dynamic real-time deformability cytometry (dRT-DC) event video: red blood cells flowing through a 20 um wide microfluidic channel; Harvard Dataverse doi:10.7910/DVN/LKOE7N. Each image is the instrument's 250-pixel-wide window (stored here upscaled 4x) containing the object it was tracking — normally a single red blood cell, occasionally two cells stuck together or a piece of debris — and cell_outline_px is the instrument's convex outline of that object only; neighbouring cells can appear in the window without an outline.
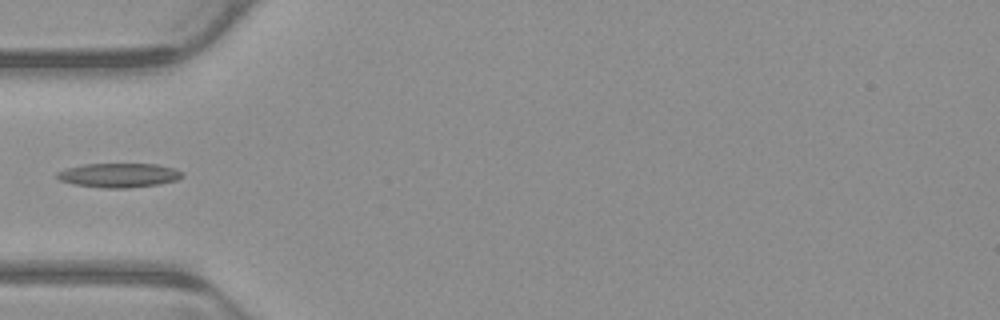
{"species": "common noctule bat (a hibernating species)", "species_latin": "Nyctalus noctula", "temperature_condition": "warm", "stored_images_in_passage": 1, "camera_frame_rate_fps": 3000, "um_per_image_px": 0.085, "animal": {"sex": "male", "body_mass_g": 23.1, "forearm_length_mm": 52.7}, "frame": {"image": 1, "passage_image": 1, "time_ms": 0.0, "image_size_px": [1000, 320], "cell_outline_px": [[184, 176], [176, 180], [160, 184], [128, 188], [104, 188], [72, 184], [60, 180], [56, 176], [56, 172], [68, 168], [84, 164], [156, 164], [176, 168], [184, 172]], "centroid_in_image_um": [10.14, 14.9], "position_along_channel_um": 74.9, "area_um2": 17.8}}